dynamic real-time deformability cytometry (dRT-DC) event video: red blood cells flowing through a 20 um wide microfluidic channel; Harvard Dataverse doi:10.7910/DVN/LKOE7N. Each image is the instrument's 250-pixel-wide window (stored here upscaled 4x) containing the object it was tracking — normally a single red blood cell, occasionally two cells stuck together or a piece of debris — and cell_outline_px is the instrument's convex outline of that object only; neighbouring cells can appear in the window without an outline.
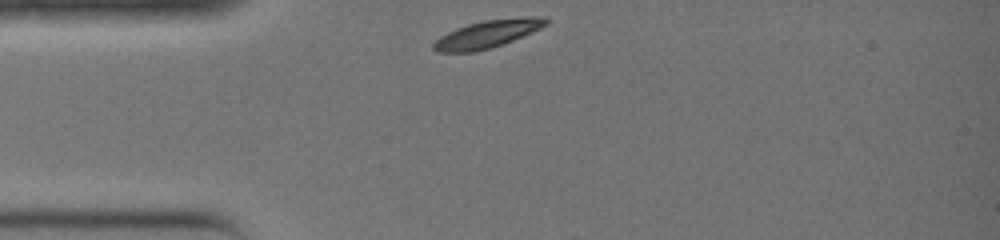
{"species": "common noctule bat (a hibernating species)", "species_latin": "Nyctalus noctula", "temperature_condition": "warm", "stored_images_in_passage": 23, "camera_frame_rate_fps": 3000, "um_per_image_px": 0.085, "animal": {"sex": "female", "body_mass_g": 19.0, "forearm_length_mm": 51.5}, "frame": {"image": 1, "passage_image": 1, "time_ms": 0.0, "image_size_px": [1000, 240], "cell_outline_px": [[552, 20], [548, 24], [532, 32], [512, 40], [488, 48], [472, 52], [436, 52], [432, 48], [432, 44], [440, 36], [456, 28], [468, 24], [484, 20], [524, 16], [548, 16]], "centroid_in_image_um": [41.48, 2.86], "position_along_channel_um": 43.5, "area_um2": 18.15}}
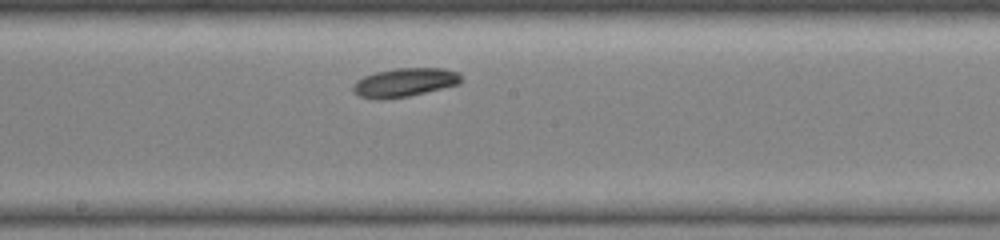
{"frame": {"image": 2, "passage_image": 12, "time_ms": 3.667, "image_size_px": [1000, 240], "cell_outline_px": [[464, 80], [460, 84], [408, 96], [384, 100], [380, 100], [360, 96], [352, 92], [352, 84], [356, 80], [364, 76], [376, 72], [396, 68], [444, 68], [460, 72]], "centroid_in_image_um": [34.41, 7.0], "position_along_channel_um": 213.8, "area_um2": 18.38}}
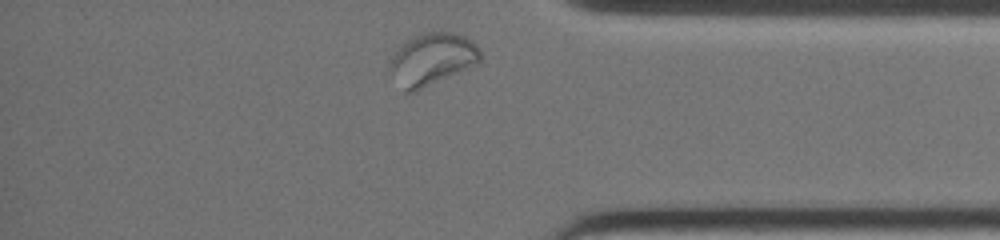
{"frame": {"image": 3, "passage_image": 23, "time_ms": 7.333, "image_size_px": [1000, 240], "cell_outline_px": [[484, 56], [476, 64], [412, 92], [404, 92], [388, 68], [388, 60], [412, 36], [420, 32], [452, 32], [464, 36], [472, 40], [476, 44]], "centroid_in_image_um": [36.73, 5.0], "position_along_channel_um": 398.5, "area_um2": 27.17}}